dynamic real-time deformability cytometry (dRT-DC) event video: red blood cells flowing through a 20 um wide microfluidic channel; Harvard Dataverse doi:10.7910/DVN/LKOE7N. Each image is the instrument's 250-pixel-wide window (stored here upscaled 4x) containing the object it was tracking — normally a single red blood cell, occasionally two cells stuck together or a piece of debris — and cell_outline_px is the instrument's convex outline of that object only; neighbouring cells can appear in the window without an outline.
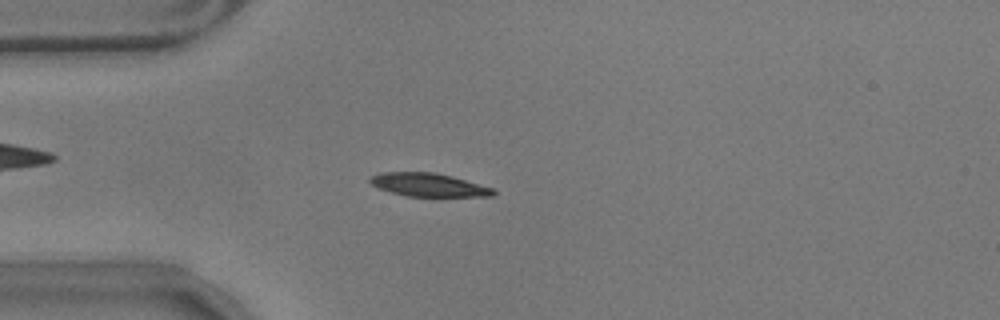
{"species": "common noctule bat (a hibernating species)", "species_latin": "Nyctalus noctula", "temperature_condition": "warm", "stored_images_in_passage": 57, "camera_frame_rate_fps": 3000, "um_per_image_px": 0.085, "animal": {"sex": "male", "body_mass_g": 17.9}, "frame": {"image": 1, "passage_image": 15, "time_ms": 4.667, "image_size_px": [1000, 320], "cell_outline_px": [[496, 192], [492, 196], [440, 200], [408, 196], [392, 192], [380, 188], [372, 184], [368, 180], [372, 176], [380, 172], [432, 172], [452, 176], [492, 188]], "centroid_in_image_um": [36.52, 15.78], "position_along_channel_um": 48.5, "area_um2": 17.63}}
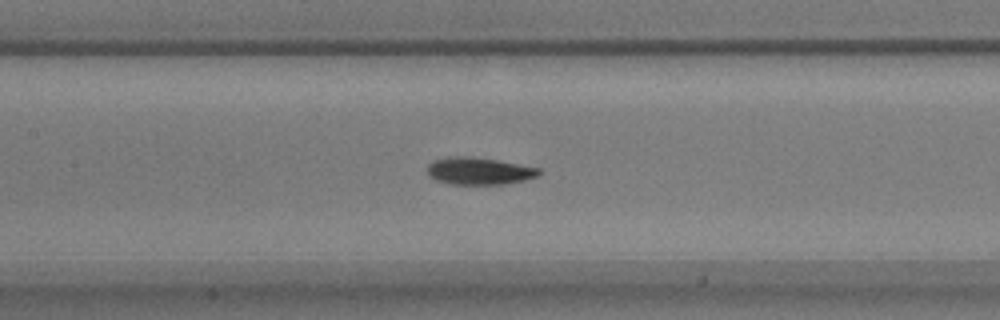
{"frame": {"image": 2, "passage_image": 26, "time_ms": 8.333, "image_size_px": [1000, 320], "cell_outline_px": [[540, 172], [536, 176], [524, 180], [504, 184], [448, 184], [436, 180], [428, 176], [428, 164], [432, 160], [448, 156], [468, 156], [496, 160], [540, 168]], "centroid_in_image_um": [40.66, 14.53], "position_along_channel_um": 166.7, "area_um2": 17.69}}
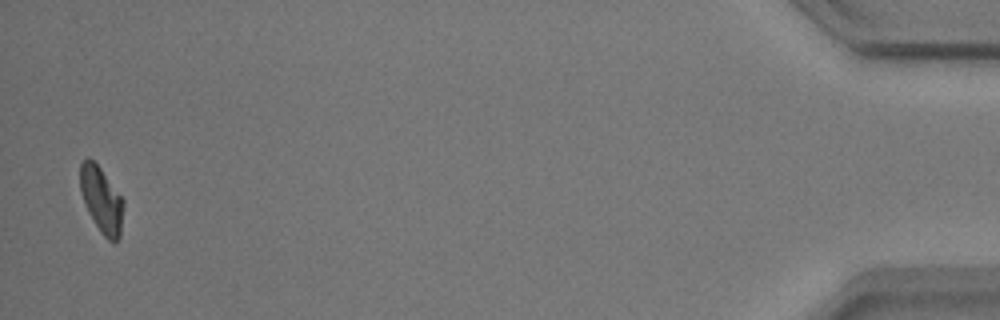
{"frame": {"image": 3, "passage_image": 56, "time_ms": 18.333, "image_size_px": [1000, 320], "cell_outline_px": [[124, 204], [120, 236], [116, 244], [108, 240], [100, 232], [88, 212], [84, 204], [80, 192], [80, 164], [88, 156], [100, 168], [124, 200]], "centroid_in_image_um": [8.62, 17.02], "position_along_channel_um": 426.6, "area_um2": 16.7}, "authors_computed_cell_mechanics": {"area_um2": 17.4556, "velocity_mm_per_s": 3.5094, "shape_relaxation_time_tau1_ms": 2.5622, "shape_relaxation_time_tau2_ms": null, "deformation_change_tau1": 0.1411, "deformation_change_tau2": null}}